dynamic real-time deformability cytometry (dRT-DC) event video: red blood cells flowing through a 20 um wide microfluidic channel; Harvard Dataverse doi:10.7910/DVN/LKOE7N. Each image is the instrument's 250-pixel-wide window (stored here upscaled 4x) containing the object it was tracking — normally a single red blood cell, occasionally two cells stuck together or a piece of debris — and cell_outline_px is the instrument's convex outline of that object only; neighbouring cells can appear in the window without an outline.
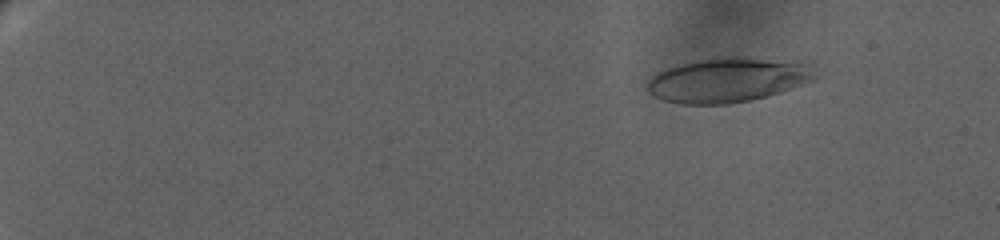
{"species": "human", "species_latin": "Homo sapiens", "temperature_condition": "warm", "stored_images_in_passage": 59, "camera_frame_rate_fps": 3000, "um_per_image_px": 0.085, "donor": {"sex": "female"}, "frame": {"image": 1, "passage_image": 23, "time_ms": 3.667, "image_size_px": [1000, 240], "cell_outline_px": [[816, 80], [780, 92], [748, 100], [728, 104], [684, 104], [664, 100], [648, 92], [648, 80], [652, 76], [668, 68], [680, 64], [728, 56], [740, 56], [796, 64], [816, 76]], "centroid_in_image_um": [61.74, 6.83], "position_along_channel_um": 23.3, "area_um2": 41.85}}
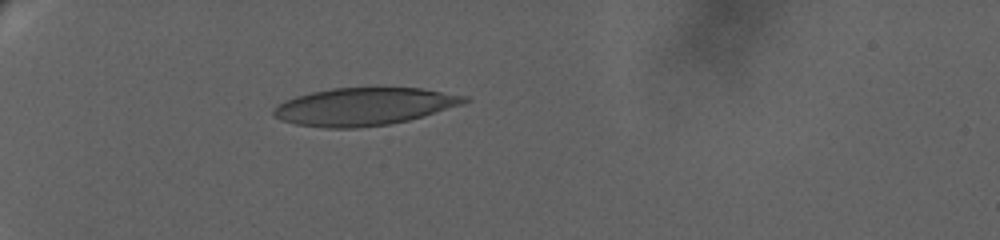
{"frame": {"image": 2, "passage_image": 54, "time_ms": 8.667, "image_size_px": [1000, 240], "cell_outline_px": [[472, 100], [460, 104], [408, 120], [388, 124], [356, 128], [324, 128], [296, 124], [280, 120], [272, 112], [280, 104], [296, 96], [312, 92], [332, 88], [420, 88], [464, 96]], "centroid_in_image_um": [30.9, 9.06], "position_along_channel_um": 54.1, "area_um2": 41.04}}